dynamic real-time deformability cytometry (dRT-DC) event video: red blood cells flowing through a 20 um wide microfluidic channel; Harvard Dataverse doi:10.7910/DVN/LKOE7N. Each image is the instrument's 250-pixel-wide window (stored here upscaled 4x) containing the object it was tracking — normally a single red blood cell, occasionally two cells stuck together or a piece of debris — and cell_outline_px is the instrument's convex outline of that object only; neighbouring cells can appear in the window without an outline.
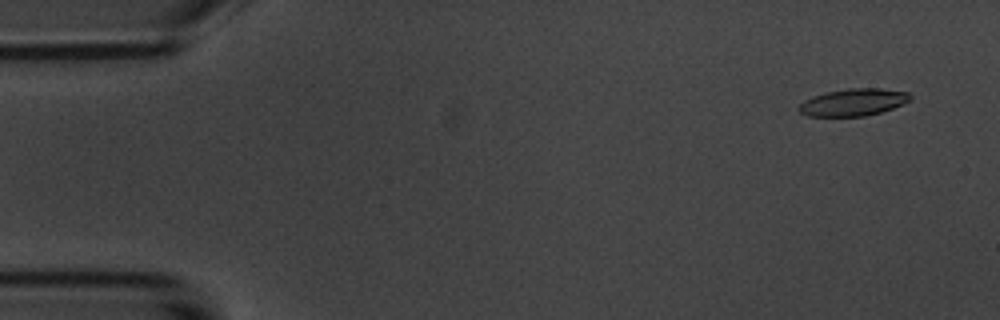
{"species": "common noctule bat (a hibernating species)", "species_latin": "Nyctalus noctula", "temperature_condition": "room temperature", "stored_images_in_passage": 55, "camera_frame_rate_fps": 3000, "um_per_image_px": 0.085, "animal": {"sex": "male", "body_mass_g": 20.1, "forearm_length_mm": 53.5}, "frame": {"image": 1, "passage_image": 4, "time_ms": 1.0, "image_size_px": [1000, 320], "cell_outline_px": [[912, 100], [892, 108], [880, 112], [864, 116], [808, 116], [800, 112], [800, 104], [804, 100], [812, 96], [828, 92], [848, 88], [880, 88], [908, 92], [912, 96]], "centroid_in_image_um": [72.56, 8.68], "position_along_channel_um": 12.4, "area_um2": 17.51}}
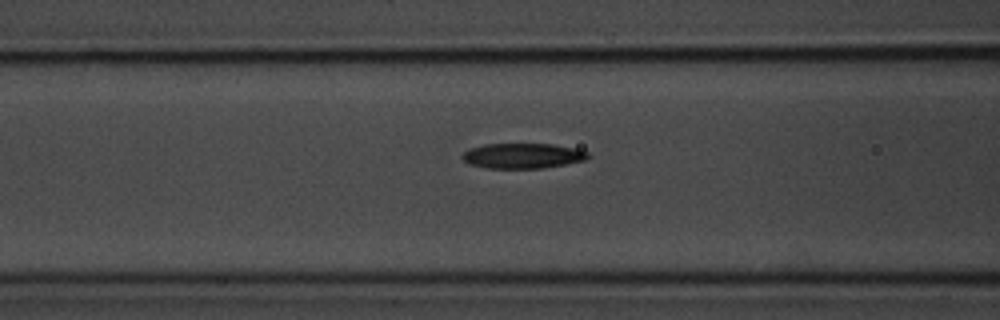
{"frame": {"image": 2, "passage_image": 22, "time_ms": 7.0, "image_size_px": [1000, 320], "cell_outline_px": [[588, 156], [584, 160], [544, 168], [488, 168], [468, 164], [460, 156], [464, 152], [472, 148], [484, 144], [552, 144], [576, 148], [588, 152]], "centroid_in_image_um": [44.4, 13.24], "position_along_channel_um": 122.2, "area_um2": 18.32}}
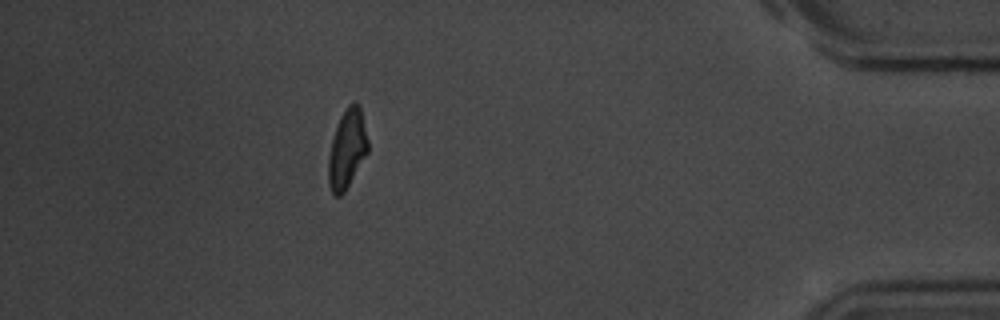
{"frame": {"image": 3, "passage_image": 49, "time_ms": 16.0, "image_size_px": [1000, 320], "cell_outline_px": [[368, 152], [344, 192], [340, 196], [336, 196], [332, 192], [328, 184], [328, 156], [332, 140], [340, 116], [348, 104], [352, 100], [356, 100], [360, 104], [368, 140]], "centroid_in_image_um": [29.51, 12.61], "position_along_channel_um": 405.7, "area_um2": 18.26}, "authors_computed_cell_mechanics": {"area_um2": 18.3804, "velocity_mm_per_s": 3.7005, "shape_relaxation_time_tau1_ms": 4.3419, "shape_relaxation_time_tau2_ms": 4.9474, "deformation_change_tau1": 0.163, "deformation_change_tau2": 0.1277}}